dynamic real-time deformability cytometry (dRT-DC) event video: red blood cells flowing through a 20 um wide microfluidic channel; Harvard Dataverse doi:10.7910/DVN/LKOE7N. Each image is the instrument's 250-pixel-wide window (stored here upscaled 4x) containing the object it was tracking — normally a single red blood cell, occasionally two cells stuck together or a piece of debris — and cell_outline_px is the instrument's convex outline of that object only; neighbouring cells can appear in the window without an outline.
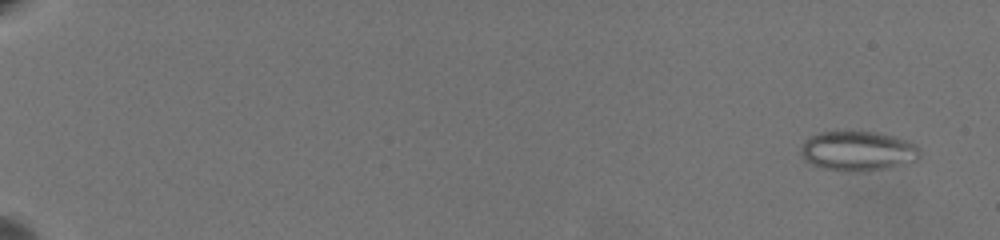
{"species": "common noctule bat (a hibernating species)", "species_latin": "Nyctalus noctula", "temperature_condition": "warm", "stored_images_in_passage": 64, "camera_frame_rate_fps": 3000, "um_per_image_px": 0.085, "animal": {"sex": "female", "body_mass_g": 19.5, "forearm_length_mm": 54.1}, "frame": {"image": 1, "passage_image": 4, "time_ms": 1.0, "image_size_px": [1000, 240], "cell_outline_px": [[920, 156], [916, 160], [888, 168], [852, 172], [848, 172], [824, 168], [812, 164], [804, 160], [800, 152], [800, 148], [804, 140], [820, 132], [876, 132], [892, 136], [904, 140], [920, 148]], "centroid_in_image_um": [72.88, 12.84], "position_along_channel_um": 12.1, "area_um2": 27.28}}
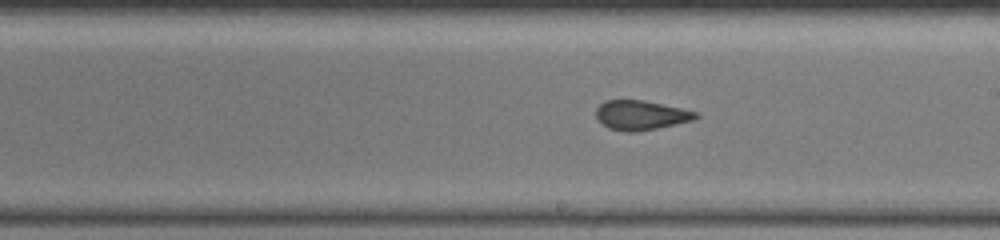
{"frame": {"image": 2, "passage_image": 41, "time_ms": 13.333, "image_size_px": [1000, 240], "cell_outline_px": [[700, 116], [692, 120], [656, 128], [636, 132], [624, 132], [608, 128], [596, 116], [596, 108], [600, 104], [608, 100], [644, 100], [680, 108], [696, 112]], "centroid_in_image_um": [54.45, 9.79], "position_along_channel_um": 234.5, "area_um2": 16.88}}
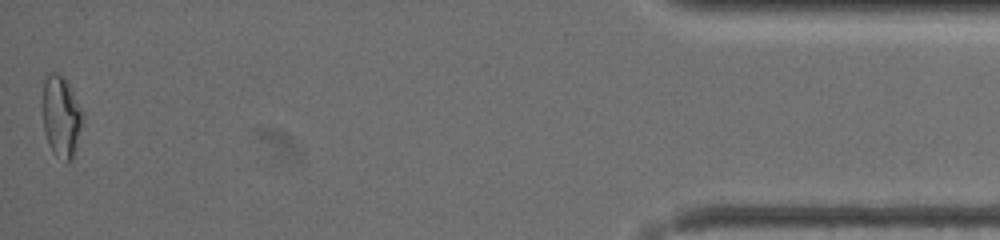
{"frame": {"image": 3, "passage_image": 64, "time_ms": 21.0, "image_size_px": [1000, 240], "cell_outline_px": [[84, 112], [76, 148], [72, 160], [68, 164], [64, 164], [52, 152], [48, 144], [44, 132], [40, 104], [44, 80], [52, 72], [60, 72], [68, 80]], "centroid_in_image_um": [5.18, 9.89], "position_along_channel_um": 430.0, "area_um2": 20.06}, "authors_computed_cell_mechanics": {"area_um2": 18.8717, "velocity_mm_per_s": 3.5075, "shape_relaxation_time_tau1_ms": null, "shape_relaxation_time_tau2_ms": 1.3695, "deformation_change_tau1": null, "deformation_change_tau2": 0.072}}